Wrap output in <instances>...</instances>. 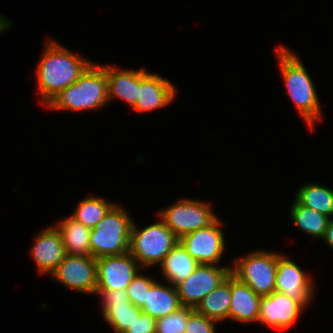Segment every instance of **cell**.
<instances>
[{
  "mask_svg": "<svg viewBox=\"0 0 333 333\" xmlns=\"http://www.w3.org/2000/svg\"><path fill=\"white\" fill-rule=\"evenodd\" d=\"M36 69L41 105L46 106L60 91L75 83L92 63L49 39Z\"/></svg>",
  "mask_w": 333,
  "mask_h": 333,
  "instance_id": "cell-1",
  "label": "cell"
},
{
  "mask_svg": "<svg viewBox=\"0 0 333 333\" xmlns=\"http://www.w3.org/2000/svg\"><path fill=\"white\" fill-rule=\"evenodd\" d=\"M287 95L291 98L301 118L314 130L316 121L322 120L321 104L314 83L298 55L281 45L276 49Z\"/></svg>",
  "mask_w": 333,
  "mask_h": 333,
  "instance_id": "cell-2",
  "label": "cell"
},
{
  "mask_svg": "<svg viewBox=\"0 0 333 333\" xmlns=\"http://www.w3.org/2000/svg\"><path fill=\"white\" fill-rule=\"evenodd\" d=\"M108 103L106 65L91 63L75 83L60 91L45 107L76 112L101 109Z\"/></svg>",
  "mask_w": 333,
  "mask_h": 333,
  "instance_id": "cell-3",
  "label": "cell"
},
{
  "mask_svg": "<svg viewBox=\"0 0 333 333\" xmlns=\"http://www.w3.org/2000/svg\"><path fill=\"white\" fill-rule=\"evenodd\" d=\"M133 218L120 204H114L104 218L91 229V256H119L129 252Z\"/></svg>",
  "mask_w": 333,
  "mask_h": 333,
  "instance_id": "cell-4",
  "label": "cell"
},
{
  "mask_svg": "<svg viewBox=\"0 0 333 333\" xmlns=\"http://www.w3.org/2000/svg\"><path fill=\"white\" fill-rule=\"evenodd\" d=\"M156 223L141 229L133 222L129 239V253L144 268L162 262L165 256L179 243L169 227L158 218Z\"/></svg>",
  "mask_w": 333,
  "mask_h": 333,
  "instance_id": "cell-5",
  "label": "cell"
},
{
  "mask_svg": "<svg viewBox=\"0 0 333 333\" xmlns=\"http://www.w3.org/2000/svg\"><path fill=\"white\" fill-rule=\"evenodd\" d=\"M238 258L231 265L233 276L260 296H267L275 291L277 251L255 250Z\"/></svg>",
  "mask_w": 333,
  "mask_h": 333,
  "instance_id": "cell-6",
  "label": "cell"
},
{
  "mask_svg": "<svg viewBox=\"0 0 333 333\" xmlns=\"http://www.w3.org/2000/svg\"><path fill=\"white\" fill-rule=\"evenodd\" d=\"M158 213L159 218L178 239L209 226L218 218L209 202L190 198H181Z\"/></svg>",
  "mask_w": 333,
  "mask_h": 333,
  "instance_id": "cell-7",
  "label": "cell"
},
{
  "mask_svg": "<svg viewBox=\"0 0 333 333\" xmlns=\"http://www.w3.org/2000/svg\"><path fill=\"white\" fill-rule=\"evenodd\" d=\"M231 267L199 264L186 280L175 286L181 305L195 309L205 296L226 280Z\"/></svg>",
  "mask_w": 333,
  "mask_h": 333,
  "instance_id": "cell-8",
  "label": "cell"
},
{
  "mask_svg": "<svg viewBox=\"0 0 333 333\" xmlns=\"http://www.w3.org/2000/svg\"><path fill=\"white\" fill-rule=\"evenodd\" d=\"M221 225L218 217L209 226L184 235L179 243L199 264L216 265L220 263L226 246Z\"/></svg>",
  "mask_w": 333,
  "mask_h": 333,
  "instance_id": "cell-9",
  "label": "cell"
},
{
  "mask_svg": "<svg viewBox=\"0 0 333 333\" xmlns=\"http://www.w3.org/2000/svg\"><path fill=\"white\" fill-rule=\"evenodd\" d=\"M50 276L68 289L96 295L97 263L92 256L66 254Z\"/></svg>",
  "mask_w": 333,
  "mask_h": 333,
  "instance_id": "cell-10",
  "label": "cell"
},
{
  "mask_svg": "<svg viewBox=\"0 0 333 333\" xmlns=\"http://www.w3.org/2000/svg\"><path fill=\"white\" fill-rule=\"evenodd\" d=\"M310 275L283 253H278L275 291L286 294L306 308L315 296Z\"/></svg>",
  "mask_w": 333,
  "mask_h": 333,
  "instance_id": "cell-11",
  "label": "cell"
},
{
  "mask_svg": "<svg viewBox=\"0 0 333 333\" xmlns=\"http://www.w3.org/2000/svg\"><path fill=\"white\" fill-rule=\"evenodd\" d=\"M96 291L126 289L142 268L128 252L119 256H105L96 259Z\"/></svg>",
  "mask_w": 333,
  "mask_h": 333,
  "instance_id": "cell-12",
  "label": "cell"
},
{
  "mask_svg": "<svg viewBox=\"0 0 333 333\" xmlns=\"http://www.w3.org/2000/svg\"><path fill=\"white\" fill-rule=\"evenodd\" d=\"M304 309L300 303L286 294L273 291L261 298L258 322L268 328L287 330Z\"/></svg>",
  "mask_w": 333,
  "mask_h": 333,
  "instance_id": "cell-13",
  "label": "cell"
},
{
  "mask_svg": "<svg viewBox=\"0 0 333 333\" xmlns=\"http://www.w3.org/2000/svg\"><path fill=\"white\" fill-rule=\"evenodd\" d=\"M176 87L159 74H151L145 68L139 69L138 100L133 107L138 112H150L164 108L177 95Z\"/></svg>",
  "mask_w": 333,
  "mask_h": 333,
  "instance_id": "cell-14",
  "label": "cell"
},
{
  "mask_svg": "<svg viewBox=\"0 0 333 333\" xmlns=\"http://www.w3.org/2000/svg\"><path fill=\"white\" fill-rule=\"evenodd\" d=\"M30 257L40 274H52L66 256L62 237L56 226L40 231L33 241Z\"/></svg>",
  "mask_w": 333,
  "mask_h": 333,
  "instance_id": "cell-15",
  "label": "cell"
},
{
  "mask_svg": "<svg viewBox=\"0 0 333 333\" xmlns=\"http://www.w3.org/2000/svg\"><path fill=\"white\" fill-rule=\"evenodd\" d=\"M96 295L100 297L104 320L115 333H124L142 313L129 301L126 289L96 291Z\"/></svg>",
  "mask_w": 333,
  "mask_h": 333,
  "instance_id": "cell-16",
  "label": "cell"
},
{
  "mask_svg": "<svg viewBox=\"0 0 333 333\" xmlns=\"http://www.w3.org/2000/svg\"><path fill=\"white\" fill-rule=\"evenodd\" d=\"M262 296L231 274V303L229 319L239 323L258 322Z\"/></svg>",
  "mask_w": 333,
  "mask_h": 333,
  "instance_id": "cell-17",
  "label": "cell"
},
{
  "mask_svg": "<svg viewBox=\"0 0 333 333\" xmlns=\"http://www.w3.org/2000/svg\"><path fill=\"white\" fill-rule=\"evenodd\" d=\"M108 100L120 98L133 108L138 100L139 69H120L106 65Z\"/></svg>",
  "mask_w": 333,
  "mask_h": 333,
  "instance_id": "cell-18",
  "label": "cell"
},
{
  "mask_svg": "<svg viewBox=\"0 0 333 333\" xmlns=\"http://www.w3.org/2000/svg\"><path fill=\"white\" fill-rule=\"evenodd\" d=\"M176 287L171 284L155 282L150 291H147L146 304L142 312L156 320L166 317L181 308Z\"/></svg>",
  "mask_w": 333,
  "mask_h": 333,
  "instance_id": "cell-19",
  "label": "cell"
},
{
  "mask_svg": "<svg viewBox=\"0 0 333 333\" xmlns=\"http://www.w3.org/2000/svg\"><path fill=\"white\" fill-rule=\"evenodd\" d=\"M168 284L176 286L186 280L199 266V263L178 243L159 264Z\"/></svg>",
  "mask_w": 333,
  "mask_h": 333,
  "instance_id": "cell-20",
  "label": "cell"
},
{
  "mask_svg": "<svg viewBox=\"0 0 333 333\" xmlns=\"http://www.w3.org/2000/svg\"><path fill=\"white\" fill-rule=\"evenodd\" d=\"M55 225L59 230L66 254L76 256H91V229L76 221L71 216L60 220Z\"/></svg>",
  "mask_w": 333,
  "mask_h": 333,
  "instance_id": "cell-21",
  "label": "cell"
},
{
  "mask_svg": "<svg viewBox=\"0 0 333 333\" xmlns=\"http://www.w3.org/2000/svg\"><path fill=\"white\" fill-rule=\"evenodd\" d=\"M231 303V274L211 293L205 296L195 310L216 322L229 319Z\"/></svg>",
  "mask_w": 333,
  "mask_h": 333,
  "instance_id": "cell-22",
  "label": "cell"
},
{
  "mask_svg": "<svg viewBox=\"0 0 333 333\" xmlns=\"http://www.w3.org/2000/svg\"><path fill=\"white\" fill-rule=\"evenodd\" d=\"M299 204L333 219V189L311 182L301 186L294 197Z\"/></svg>",
  "mask_w": 333,
  "mask_h": 333,
  "instance_id": "cell-23",
  "label": "cell"
},
{
  "mask_svg": "<svg viewBox=\"0 0 333 333\" xmlns=\"http://www.w3.org/2000/svg\"><path fill=\"white\" fill-rule=\"evenodd\" d=\"M290 216L298 229L314 238H323L331 218L312 208L299 204L296 200L290 208Z\"/></svg>",
  "mask_w": 333,
  "mask_h": 333,
  "instance_id": "cell-24",
  "label": "cell"
},
{
  "mask_svg": "<svg viewBox=\"0 0 333 333\" xmlns=\"http://www.w3.org/2000/svg\"><path fill=\"white\" fill-rule=\"evenodd\" d=\"M114 204L102 197L91 195L78 202L74 214L72 213L70 216L86 227L93 229Z\"/></svg>",
  "mask_w": 333,
  "mask_h": 333,
  "instance_id": "cell-25",
  "label": "cell"
},
{
  "mask_svg": "<svg viewBox=\"0 0 333 333\" xmlns=\"http://www.w3.org/2000/svg\"><path fill=\"white\" fill-rule=\"evenodd\" d=\"M194 310L182 306L172 314L157 319L156 333H185L188 315Z\"/></svg>",
  "mask_w": 333,
  "mask_h": 333,
  "instance_id": "cell-26",
  "label": "cell"
},
{
  "mask_svg": "<svg viewBox=\"0 0 333 333\" xmlns=\"http://www.w3.org/2000/svg\"><path fill=\"white\" fill-rule=\"evenodd\" d=\"M149 277L138 274L126 288L129 301L140 309L146 304L147 291L156 282Z\"/></svg>",
  "mask_w": 333,
  "mask_h": 333,
  "instance_id": "cell-27",
  "label": "cell"
},
{
  "mask_svg": "<svg viewBox=\"0 0 333 333\" xmlns=\"http://www.w3.org/2000/svg\"><path fill=\"white\" fill-rule=\"evenodd\" d=\"M215 320L198 313L195 309L188 315L185 333H216Z\"/></svg>",
  "mask_w": 333,
  "mask_h": 333,
  "instance_id": "cell-28",
  "label": "cell"
},
{
  "mask_svg": "<svg viewBox=\"0 0 333 333\" xmlns=\"http://www.w3.org/2000/svg\"><path fill=\"white\" fill-rule=\"evenodd\" d=\"M156 321L155 318L142 312L124 333H156Z\"/></svg>",
  "mask_w": 333,
  "mask_h": 333,
  "instance_id": "cell-29",
  "label": "cell"
},
{
  "mask_svg": "<svg viewBox=\"0 0 333 333\" xmlns=\"http://www.w3.org/2000/svg\"><path fill=\"white\" fill-rule=\"evenodd\" d=\"M322 239L323 241L325 240V243H327L331 249H333V219L329 221L325 235Z\"/></svg>",
  "mask_w": 333,
  "mask_h": 333,
  "instance_id": "cell-30",
  "label": "cell"
},
{
  "mask_svg": "<svg viewBox=\"0 0 333 333\" xmlns=\"http://www.w3.org/2000/svg\"><path fill=\"white\" fill-rule=\"evenodd\" d=\"M11 22L9 19L5 18L4 16H0V35L1 33L5 32L11 26Z\"/></svg>",
  "mask_w": 333,
  "mask_h": 333,
  "instance_id": "cell-31",
  "label": "cell"
}]
</instances>
